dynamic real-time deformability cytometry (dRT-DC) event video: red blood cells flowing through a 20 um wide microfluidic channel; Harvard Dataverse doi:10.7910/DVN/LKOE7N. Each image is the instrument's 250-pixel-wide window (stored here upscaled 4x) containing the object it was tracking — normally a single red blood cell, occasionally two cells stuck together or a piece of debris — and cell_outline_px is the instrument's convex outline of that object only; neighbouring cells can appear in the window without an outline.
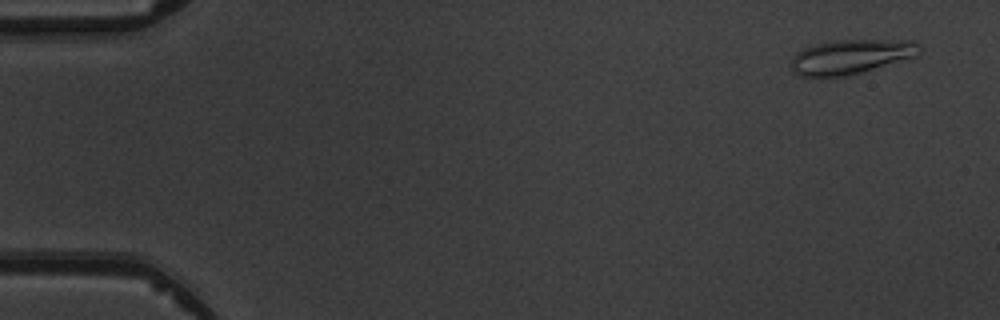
{"species": "common noctule bat (a hibernating species)", "species_latin": "Nyctalus noctula", "temperature_condition": "warm", "stored_images_in_passage": 5, "camera_frame_rate_fps": 3000, "um_per_image_px": 0.085, "animal": {"sex": "male", "body_mass_g": 19.5, "forearm_length_mm": 54.6}, "frame": {"image": 1, "passage_image": 1, "time_ms": 0.0, "image_size_px": [1000, 320], "cell_outline_px": [[920, 56], [908, 60], [864, 72], [848, 76], [800, 76], [788, 64], [792, 56], [796, 52], [812, 44], [836, 40], [912, 40], [920, 48]], "centroid_in_image_um": [72.36, 4.82], "position_along_channel_um": 12.6, "area_um2": 26.36}}